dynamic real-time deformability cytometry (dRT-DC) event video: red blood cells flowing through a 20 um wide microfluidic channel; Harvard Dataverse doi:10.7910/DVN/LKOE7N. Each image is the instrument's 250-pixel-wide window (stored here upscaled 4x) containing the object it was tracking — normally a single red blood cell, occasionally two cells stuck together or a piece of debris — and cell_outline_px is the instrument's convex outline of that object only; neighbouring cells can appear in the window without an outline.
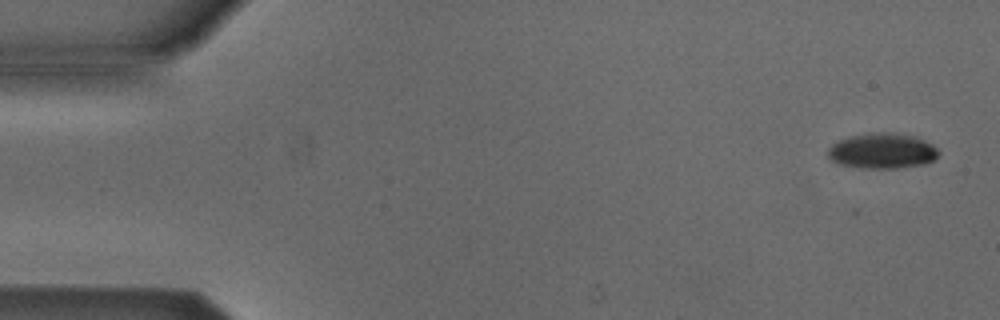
{"species": "Egyptian fruit bat (a non-hibernating species)", "species_latin": "Rousettus aegyptiacus", "temperature_condition": "cold", "stored_images_in_passage": 5, "camera_frame_rate_fps": 3000, "um_per_image_px": 0.085, "animal": {"sex": "male"}, "frame": {"image": 1, "passage_image": 1, "time_ms": 0.0, "image_size_px": [1000, 320], "cell_outline_px": [[940, 152], [932, 160], [924, 164], [896, 168], [860, 168], [840, 164], [832, 160], [828, 156], [828, 148], [832, 144], [840, 140], [852, 136], [884, 132], [912, 136], [924, 140], [932, 144]], "centroid_in_image_um": [74.99, 12.84], "position_along_channel_um": 10.0, "area_um2": 22.37}}
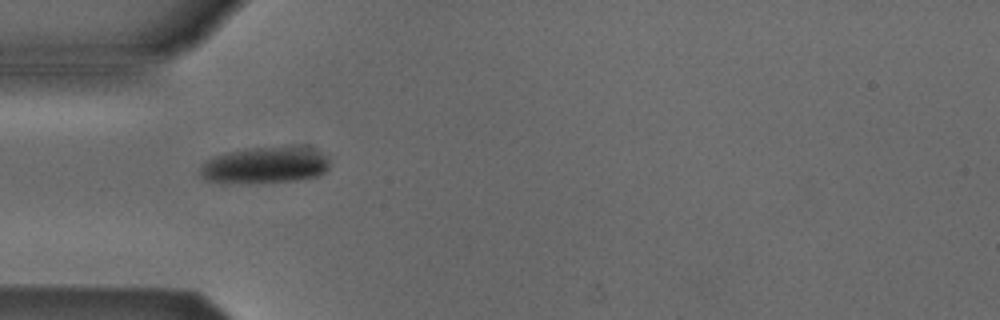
{"frame": {"image": 2, "passage_image": 5, "time_ms": 4.667, "image_size_px": [1000, 320], "cell_outline_px": [[328, 168], [320, 176], [296, 180], [248, 184], [220, 184], [204, 180], [200, 176], [200, 168], [208, 160], [216, 156], [228, 152], [256, 148], [312, 148], [328, 156]], "centroid_in_image_um": [22.49, 14.1], "position_along_channel_um": 62.5, "area_um2": 27.57}}